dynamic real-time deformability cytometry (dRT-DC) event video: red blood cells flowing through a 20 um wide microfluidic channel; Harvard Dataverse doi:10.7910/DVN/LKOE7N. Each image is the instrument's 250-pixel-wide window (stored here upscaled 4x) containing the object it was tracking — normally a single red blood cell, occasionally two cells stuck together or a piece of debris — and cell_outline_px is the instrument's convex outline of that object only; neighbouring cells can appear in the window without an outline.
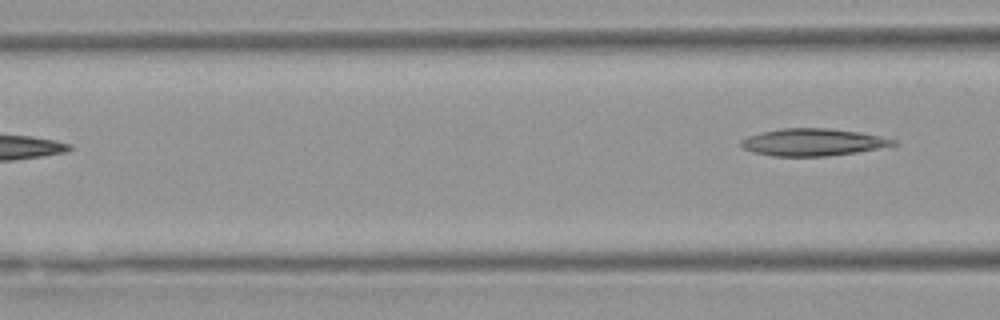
{"species": "Egyptian fruit bat (a non-hibernating species)", "species_latin": "Rousettus aegyptiacus", "temperature_condition": "warm", "stored_images_in_passage": 4, "camera_frame_rate_fps": 3000, "um_per_image_px": 0.085, "animal": {"sex": "female"}, "frame": {"image": 1, "passage_image": 4, "time_ms": 3.667, "image_size_px": [1000, 320], "cell_outline_px": [[896, 144], [856, 152], [828, 156], [772, 156], [752, 152], [744, 148], [740, 144], [740, 140], [748, 136], [764, 132], [784, 128], [828, 128], [860, 132], [880, 136], [896, 140]], "centroid_in_image_um": [69.06, 12.09], "position_along_channel_um": 97.5, "area_um2": 23.87}}